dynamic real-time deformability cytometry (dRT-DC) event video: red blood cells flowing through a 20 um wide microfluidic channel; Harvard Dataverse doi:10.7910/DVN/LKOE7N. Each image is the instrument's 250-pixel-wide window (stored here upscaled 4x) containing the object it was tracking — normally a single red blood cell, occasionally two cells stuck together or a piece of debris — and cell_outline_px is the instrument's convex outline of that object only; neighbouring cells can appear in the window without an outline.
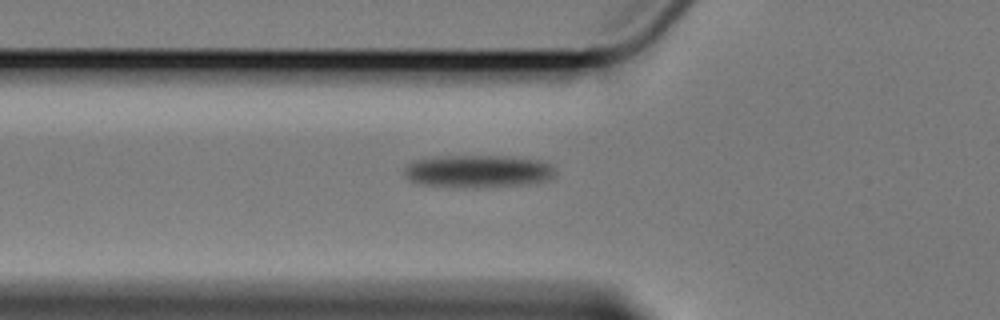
{"species": "Egyptian fruit bat (a non-hibernating species)", "species_latin": "Rousettus aegyptiacus", "temperature_condition": "cold", "stored_images_in_passage": 6, "camera_frame_rate_fps": 3000, "um_per_image_px": 0.085, "animal": {"sex": "female"}, "frame": {"image": 1, "passage_image": 6, "time_ms": 8.0, "image_size_px": [1000, 320], "cell_outline_px": [[556, 176], [552, 180], [536, 184], [480, 188], [452, 188], [416, 184], [408, 180], [404, 172], [404, 168], [412, 160], [432, 156], [504, 156], [540, 160], [552, 164], [556, 172]], "centroid_in_image_um": [40.65, 14.59], "position_along_channel_um": 85.2, "area_um2": 30.0}}